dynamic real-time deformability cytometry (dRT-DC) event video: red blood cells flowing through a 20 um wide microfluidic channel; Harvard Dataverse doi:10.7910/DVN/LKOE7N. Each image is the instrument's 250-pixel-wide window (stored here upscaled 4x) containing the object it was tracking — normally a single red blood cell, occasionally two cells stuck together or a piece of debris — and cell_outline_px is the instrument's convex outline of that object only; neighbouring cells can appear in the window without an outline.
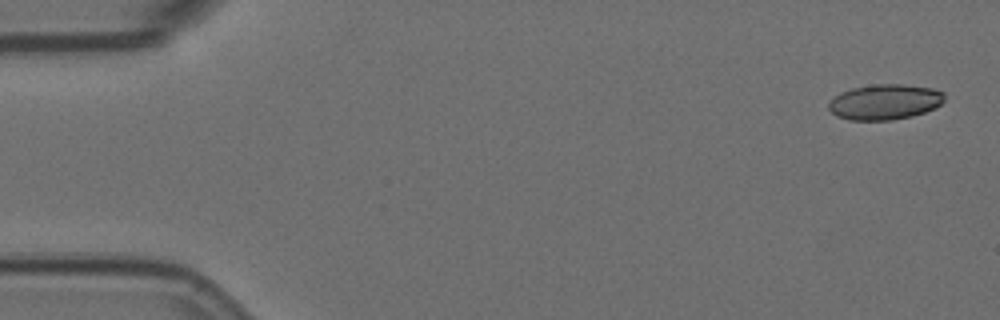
{"species": "Egyptian fruit bat (a non-hibernating species)", "species_latin": "Rousettus aegyptiacus", "temperature_condition": "room temperature", "stored_images_in_passage": 4, "camera_frame_rate_fps": 3000, "um_per_image_px": 0.085, "animal": {"sex": "female"}, "frame": {"image": 1, "passage_image": 1, "time_ms": 0.0, "image_size_px": [1000, 320], "cell_outline_px": [[944, 100], [936, 108], [912, 116], [892, 120], [848, 120], [836, 116], [828, 108], [828, 104], [840, 92], [852, 88], [872, 84], [904, 84], [932, 88], [944, 92]], "centroid_in_image_um": [75.21, 8.66], "position_along_channel_um": 9.8, "area_um2": 23.99}}
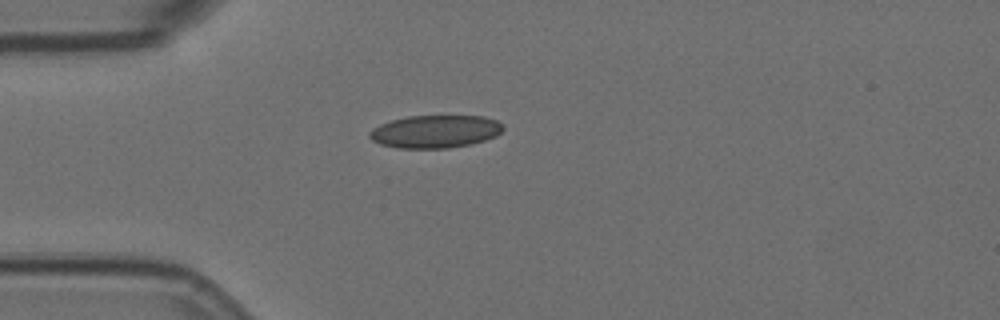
{"frame": {"image": 2, "passage_image": 4, "time_ms": 1.0, "image_size_px": [1000, 320], "cell_outline_px": [[504, 128], [496, 136], [472, 144], [448, 148], [396, 148], [380, 144], [372, 140], [368, 136], [368, 132], [372, 128], [380, 124], [392, 120], [408, 116], [484, 116], [496, 120]], "centroid_in_image_um": [36.96, 11.18], "position_along_channel_um": 48.0, "area_um2": 25.55}}